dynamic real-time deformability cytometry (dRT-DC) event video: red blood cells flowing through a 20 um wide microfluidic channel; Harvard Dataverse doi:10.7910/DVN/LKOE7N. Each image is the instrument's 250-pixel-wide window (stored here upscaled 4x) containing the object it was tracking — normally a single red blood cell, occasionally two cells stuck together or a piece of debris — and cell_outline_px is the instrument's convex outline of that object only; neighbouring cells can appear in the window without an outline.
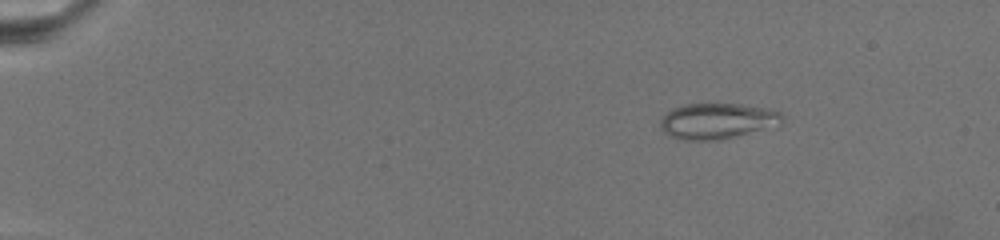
{"species": "common noctule bat (a hibernating species)", "species_latin": "Nyctalus noctula", "temperature_condition": "warm", "stored_images_in_passage": 57, "camera_frame_rate_fps": 3000, "um_per_image_px": 0.085, "animal": {"sex": "female", "body_mass_g": 19.5, "forearm_length_mm": 54.1}, "frame": {"image": 1, "passage_image": 1, "time_ms": 0.0, "image_size_px": [1000, 240], "cell_outline_px": [[784, 120], [780, 124], [720, 140], [684, 140], [672, 136], [664, 132], [660, 128], [660, 120], [668, 112], [684, 104], [740, 104], [768, 108], [780, 112], [784, 116]], "centroid_in_image_um": [60.98, 10.28], "position_along_channel_um": 24.0, "area_um2": 25.09}}
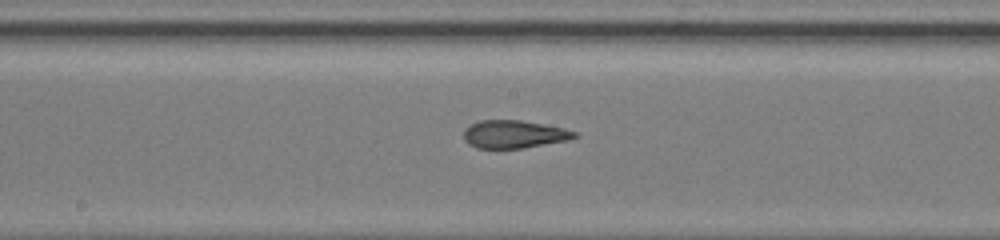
{"frame": {"image": 2, "passage_image": 30, "time_ms": 10.333, "image_size_px": [1000, 240], "cell_outline_px": [[580, 136], [568, 140], [524, 148], [476, 148], [468, 144], [464, 140], [464, 128], [480, 120], [520, 120], [544, 124], [564, 128], [576, 132]], "centroid_in_image_um": [43.7, 11.41], "position_along_channel_um": 204.5, "area_um2": 18.09}}
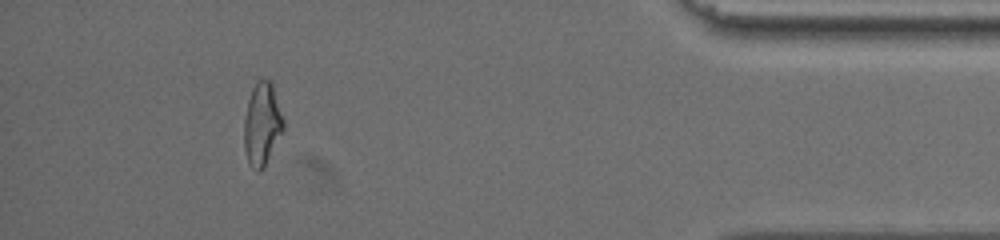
{"frame": {"image": 3, "passage_image": 51, "time_ms": 19.0, "image_size_px": [1000, 240], "cell_outline_px": [[284, 128], [264, 168], [260, 172], [256, 172], [248, 164], [244, 148], [244, 120], [248, 100], [252, 88], [256, 80], [272, 80], [284, 120]], "centroid_in_image_um": [22.27, 10.56], "position_along_channel_um": 412.9, "area_um2": 19.25}}